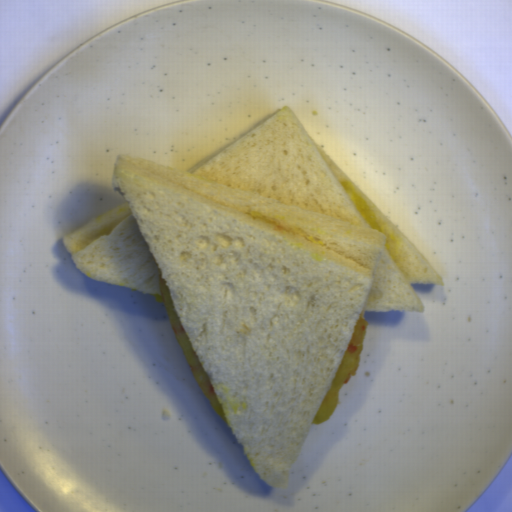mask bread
<instances>
[{
    "label": "bread",
    "instance_id": "1",
    "mask_svg": "<svg viewBox=\"0 0 512 512\" xmlns=\"http://www.w3.org/2000/svg\"><path fill=\"white\" fill-rule=\"evenodd\" d=\"M123 202L63 237L88 279L162 274L226 421L269 488L293 461L363 312H421L443 279L283 106L194 170L121 155Z\"/></svg>",
    "mask_w": 512,
    "mask_h": 512
}]
</instances>
